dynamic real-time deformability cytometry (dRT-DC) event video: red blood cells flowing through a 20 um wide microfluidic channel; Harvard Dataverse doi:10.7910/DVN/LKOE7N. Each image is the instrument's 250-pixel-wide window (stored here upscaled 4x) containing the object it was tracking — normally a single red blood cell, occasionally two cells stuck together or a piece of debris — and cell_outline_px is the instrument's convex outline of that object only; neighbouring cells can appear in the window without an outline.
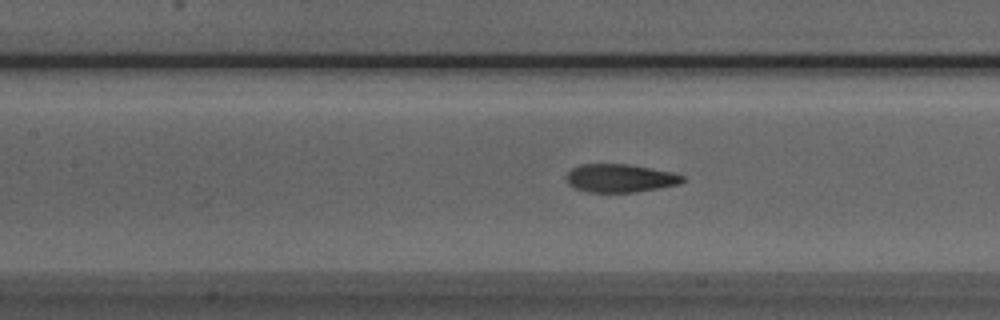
{"species": "Egyptian fruit bat (a non-hibernating species)", "species_latin": "Rousettus aegyptiacus", "temperature_condition": "room temperature", "stored_images_in_passage": 51, "camera_frame_rate_fps": 3000, "um_per_image_px": 0.085, "animal": {"sex": "male"}, "frame": {"image": 1, "passage_image": 22, "time_ms": 7.0, "image_size_px": [1000, 320], "cell_outline_px": [[684, 180], [680, 184], [636, 192], [588, 192], [576, 188], [568, 184], [568, 172], [572, 168], [580, 164], [628, 164], [672, 172], [684, 176]], "centroid_in_image_um": [52.72, 15.14], "position_along_channel_um": 154.7, "area_um2": 18.96}}
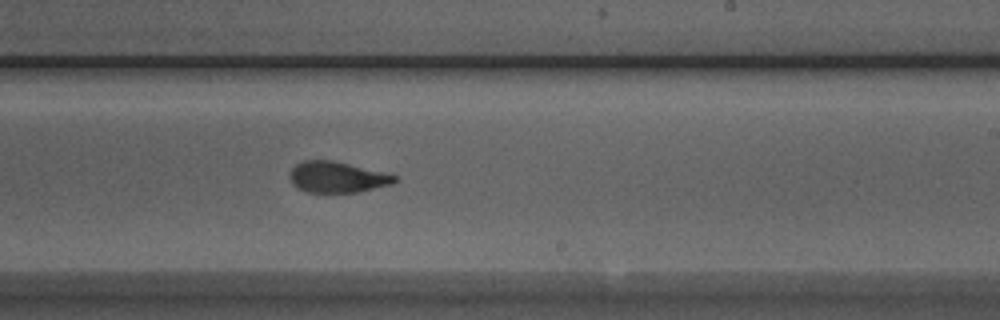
{"frame": {"image": 2, "passage_image": 30, "time_ms": 9.667, "image_size_px": [1000, 320], "cell_outline_px": [[400, 180], [392, 184], [356, 192], [308, 192], [296, 188], [292, 184], [288, 176], [288, 172], [296, 164], [304, 160], [332, 160], [400, 176]], "centroid_in_image_um": [28.64, 15.05], "position_along_channel_um": 260.4, "area_um2": 19.07}}
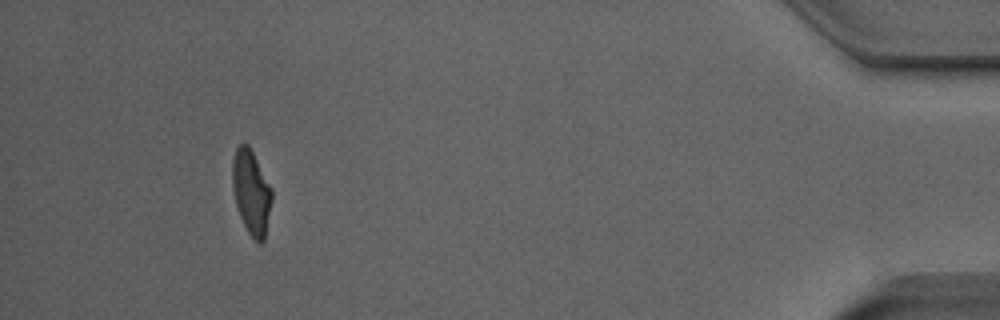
{"frame": {"image": 3, "passage_image": 47, "time_ms": 15.333, "image_size_px": [1000, 320], "cell_outline_px": [[272, 200], [264, 240], [260, 244], [248, 232], [240, 216], [236, 204], [232, 188], [232, 160], [236, 148], [244, 140], [248, 144], [272, 188]], "centroid_in_image_um": [21.35, 16.29], "position_along_channel_um": 413.9, "area_um2": 19.36}, "authors_computed_cell_mechanics": {"area_um2": 19.4786, "velocity_mm_per_s": 3.975, "shape_relaxation_time_tau1_ms": 3.81, "shape_relaxation_time_tau2_ms": 0.9699, "deformation_change_tau1": 0.1865, "deformation_change_tau2": 0.085}}